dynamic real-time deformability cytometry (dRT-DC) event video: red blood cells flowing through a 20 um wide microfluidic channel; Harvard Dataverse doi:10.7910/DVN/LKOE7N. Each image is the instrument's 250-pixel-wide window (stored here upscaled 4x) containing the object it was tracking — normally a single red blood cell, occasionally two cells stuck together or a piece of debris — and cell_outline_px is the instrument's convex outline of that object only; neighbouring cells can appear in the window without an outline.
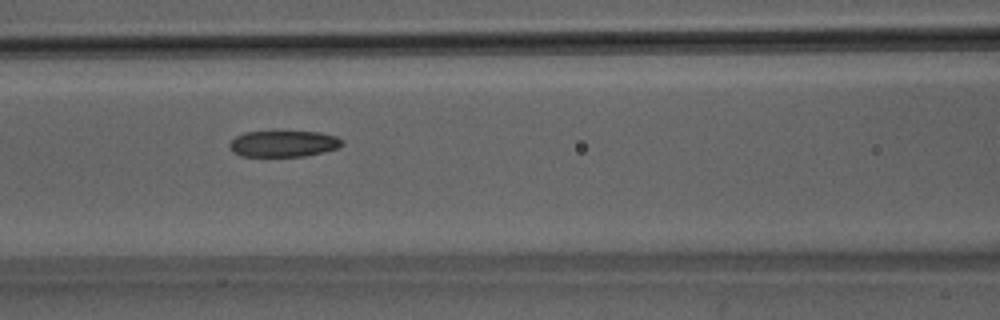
{"species": "Egyptian fruit bat (a non-hibernating species)", "species_latin": "Rousettus aegyptiacus", "temperature_condition": "room temperature", "stored_images_in_passage": 35, "camera_frame_rate_fps": 3000, "um_per_image_px": 0.085, "animal": {"sex": "male"}, "frame": {"image": 1, "passage_image": 7, "time_ms": 2.0, "image_size_px": [1000, 320], "cell_outline_px": [[344, 144], [336, 148], [324, 152], [304, 156], [240, 156], [232, 152], [228, 148], [228, 144], [236, 136], [244, 132], [320, 132], [336, 136], [344, 140]], "centroid_in_image_um": [24.08, 12.22], "position_along_channel_um": 142.5, "area_um2": 17.28}}
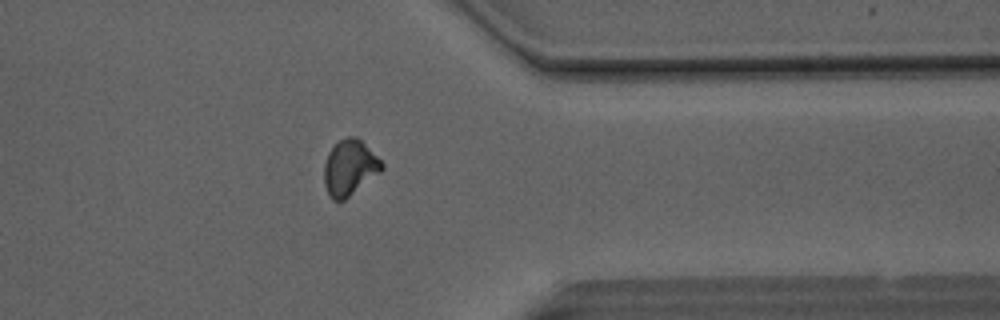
{"frame": {"image": 2, "passage_image": 25, "time_ms": 8.0, "image_size_px": [1000, 320], "cell_outline_px": [[384, 168], [380, 172], [344, 200], [332, 200], [328, 196], [324, 184], [324, 164], [328, 152], [340, 140], [348, 136], [356, 136], [384, 164]], "centroid_in_image_um": [29.69, 14.27], "position_along_channel_um": 381.7, "area_um2": 18.44}}
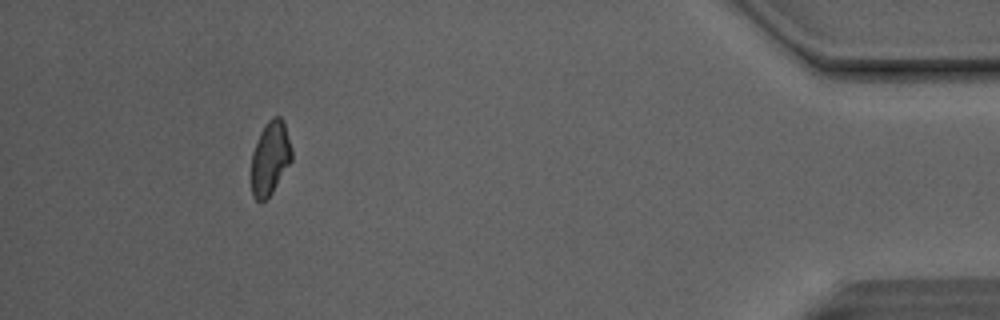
{"frame": {"image": 3, "passage_image": 31, "time_ms": 10.0, "image_size_px": [1000, 320], "cell_outline_px": [[292, 160], [272, 192], [260, 204], [252, 196], [252, 152], [260, 132], [268, 120], [272, 116], [280, 116], [284, 124], [292, 148]], "centroid_in_image_um": [22.96, 13.44], "position_along_channel_um": 412.2, "area_um2": 17.22}, "authors_computed_cell_mechanics": {"area_um2": 18.1492, "velocity_mm_per_s": 4.1426, "shape_relaxation_time_tau1_ms": 7.8579, "shape_relaxation_time_tau2_ms": 3.6464, "deformation_change_tau1": 0.1795, "deformation_change_tau2": 0.0988}}